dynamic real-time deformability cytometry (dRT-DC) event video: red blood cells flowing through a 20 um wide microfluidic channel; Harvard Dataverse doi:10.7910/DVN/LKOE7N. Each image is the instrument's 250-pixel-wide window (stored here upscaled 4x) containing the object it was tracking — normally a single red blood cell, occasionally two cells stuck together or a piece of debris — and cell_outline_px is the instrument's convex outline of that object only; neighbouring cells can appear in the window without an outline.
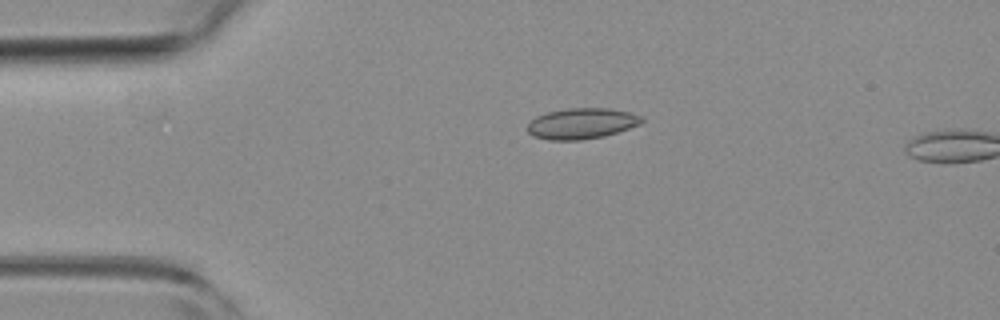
{"species": "common noctule bat (a hibernating species)", "species_latin": "Nyctalus noctula", "temperature_condition": "room temperature", "stored_images_in_passage": 5, "camera_frame_rate_fps": 3000, "um_per_image_px": 0.085, "animal": {"sex": "female", "body_mass_g": 19.3, "forearm_length_mm": 54.1}, "frame": {"image": 1, "passage_image": 4, "time_ms": 1.0, "image_size_px": [1000, 320], "cell_outline_px": [[644, 120], [640, 124], [604, 136], [580, 140], [548, 140], [532, 136], [528, 132], [528, 124], [536, 116], [548, 112], [568, 108], [608, 108], [632, 112], [644, 116]], "centroid_in_image_um": [49.46, 10.49], "position_along_channel_um": 35.5, "area_um2": 20.58}}